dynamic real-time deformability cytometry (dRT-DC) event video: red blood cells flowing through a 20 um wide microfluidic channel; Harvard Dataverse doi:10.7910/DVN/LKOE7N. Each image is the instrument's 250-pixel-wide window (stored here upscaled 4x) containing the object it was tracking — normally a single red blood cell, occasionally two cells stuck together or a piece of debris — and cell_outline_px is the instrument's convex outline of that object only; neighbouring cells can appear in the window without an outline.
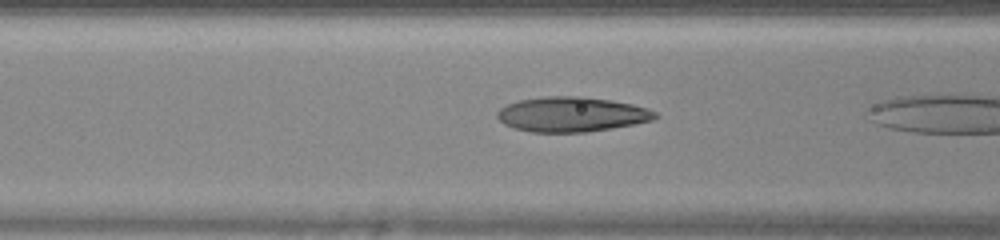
{"species": "human", "species_latin": "Homo sapiens", "temperature_condition": "warm", "stored_images_in_passage": 5, "camera_frame_rate_fps": 3000, "um_per_image_px": 0.085, "donor": {"sex": "female"}, "frame": {"image": 1, "passage_image": 4, "time_ms": 1.0, "image_size_px": [1000, 240], "cell_outline_px": [[660, 116], [652, 120], [612, 128], [588, 132], [532, 132], [516, 128], [504, 124], [496, 116], [496, 112], [500, 108], [508, 104], [520, 100], [544, 96], [584, 96], [632, 104], [648, 108], [656, 112]], "centroid_in_image_um": [48.59, 9.71], "position_along_channel_um": 118.0, "area_um2": 32.02}}